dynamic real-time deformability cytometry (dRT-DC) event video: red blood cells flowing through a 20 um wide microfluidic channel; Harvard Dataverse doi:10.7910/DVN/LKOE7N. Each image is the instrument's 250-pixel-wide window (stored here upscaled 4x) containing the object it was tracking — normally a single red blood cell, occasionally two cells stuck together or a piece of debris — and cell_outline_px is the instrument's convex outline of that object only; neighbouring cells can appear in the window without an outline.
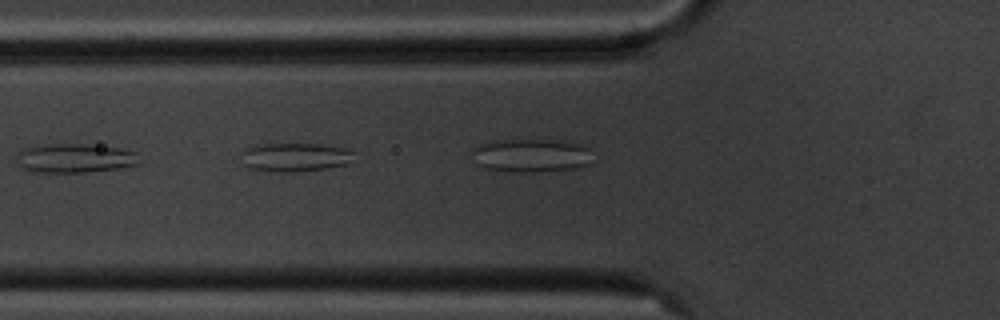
{"species": "common noctule bat (a hibernating species)", "species_latin": "Nyctalus noctula", "temperature_condition": "cold", "stored_images_in_passage": 6, "camera_frame_rate_fps": 3000, "um_per_image_px": 0.085, "animal": {"sex": "male", "body_mass_g": 20.1, "forearm_length_mm": 53.5}, "frame": {"image": 1, "passage_image": 5, "time_ms": 4.667, "image_size_px": [1000, 320], "cell_outline_px": [[356, 152], [348, 164], [324, 168], [292, 172], [272, 172], [248, 168], [240, 164], [240, 152], [244, 148], [256, 144], [320, 144], [352, 148]], "centroid_in_image_um": [25.02, 13.35], "position_along_channel_um": 100.8, "area_um2": 19.48}}